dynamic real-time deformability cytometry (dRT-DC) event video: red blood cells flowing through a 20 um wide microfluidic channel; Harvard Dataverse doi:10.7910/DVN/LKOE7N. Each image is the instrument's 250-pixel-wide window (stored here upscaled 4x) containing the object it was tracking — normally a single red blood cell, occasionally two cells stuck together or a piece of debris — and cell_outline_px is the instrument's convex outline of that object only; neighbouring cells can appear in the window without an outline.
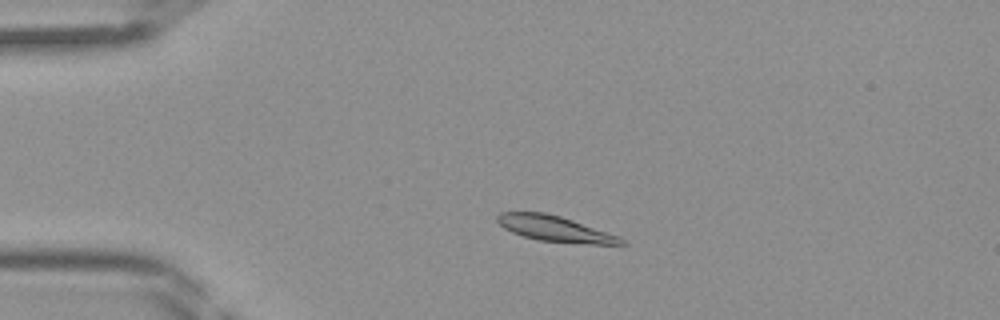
{"species": "Egyptian fruit bat (a non-hibernating species)", "species_latin": "Rousettus aegyptiacus", "temperature_condition": "room temperature", "stored_images_in_passage": 40, "camera_frame_rate_fps": 3000, "um_per_image_px": 0.085, "frame": {"image": 1, "passage_image": 6, "time_ms": 1.667, "image_size_px": [1000, 320], "cell_outline_px": [[628, 244], [592, 244], [540, 240], [524, 236], [512, 232], [504, 228], [496, 220], [496, 216], [500, 212], [544, 212], [560, 216], [620, 236]], "centroid_in_image_um": [47.17, 19.43], "position_along_channel_um": 37.8, "area_um2": 18.26}}
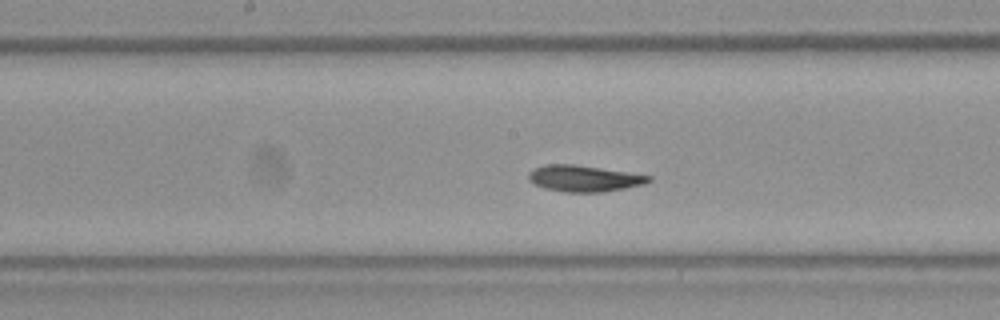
{"frame": {"image": 2, "passage_image": 19, "time_ms": 6.0, "image_size_px": [1000, 320], "cell_outline_px": [[652, 180], [644, 184], [604, 192], [564, 192], [544, 188], [528, 180], [528, 172], [532, 168], [544, 164], [572, 164], [628, 172], [652, 176]], "centroid_in_image_um": [49.61, 15.16], "position_along_channel_um": 198.6, "area_um2": 18.44}}
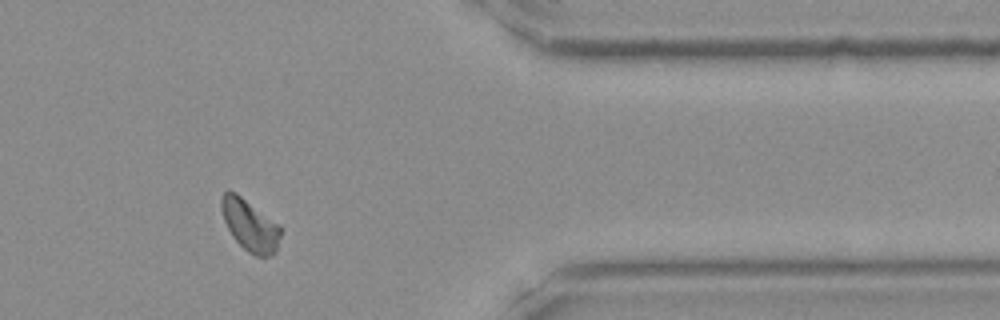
{"frame": {"image": 3, "passage_image": 33, "time_ms": 10.667, "image_size_px": [1000, 320], "cell_outline_px": [[280, 236], [276, 252], [272, 256], [256, 256], [248, 252], [232, 236], [224, 220], [220, 208], [220, 200], [224, 192], [236, 192], [280, 224]], "centroid_in_image_um": [21.25, 19.14], "position_along_channel_um": 390.1, "area_um2": 17.8}}